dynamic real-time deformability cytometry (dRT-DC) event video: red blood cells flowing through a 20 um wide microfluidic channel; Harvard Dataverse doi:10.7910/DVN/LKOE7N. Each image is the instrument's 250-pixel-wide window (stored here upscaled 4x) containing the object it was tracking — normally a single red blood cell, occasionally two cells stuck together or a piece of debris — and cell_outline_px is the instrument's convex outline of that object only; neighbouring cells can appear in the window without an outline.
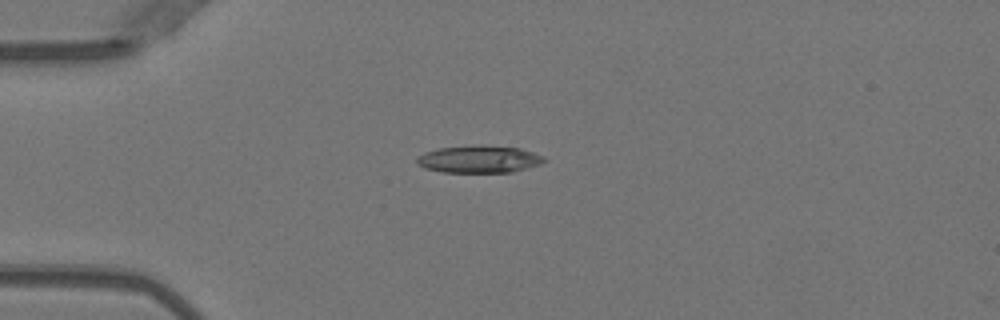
{"species": "Egyptian fruit bat (a non-hibernating species)", "species_latin": "Rousettus aegyptiacus", "temperature_condition": "warm", "stored_images_in_passage": 17, "camera_frame_rate_fps": 3000, "um_per_image_px": 0.085, "animal": {"sex": "female"}, "frame": {"image": 1, "passage_image": 1, "time_ms": 0.0, "image_size_px": [1000, 320], "cell_outline_px": [[548, 160], [540, 164], [512, 172], [444, 172], [424, 168], [416, 164], [416, 156], [424, 152], [440, 148], [480, 144], [520, 148], [544, 156]], "centroid_in_image_um": [40.71, 13.52], "position_along_channel_um": 44.3, "area_um2": 20.46}}
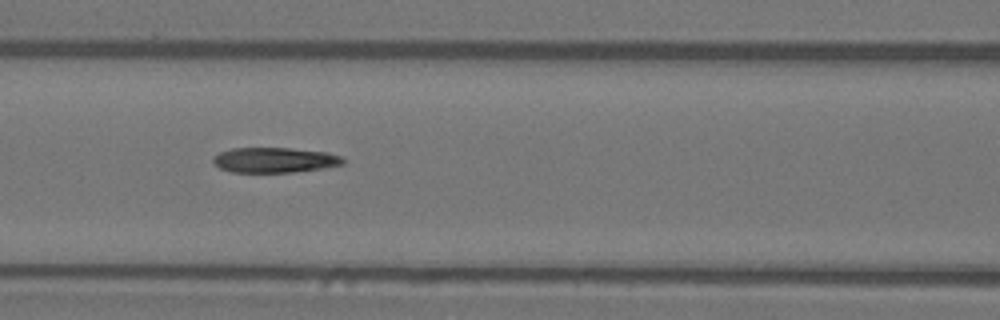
{"frame": {"image": 2, "passage_image": 10, "time_ms": 3.0, "image_size_px": [1000, 320], "cell_outline_px": [[344, 164], [324, 168], [292, 172], [232, 172], [220, 168], [212, 160], [212, 156], [220, 152], [232, 148], [292, 148], [328, 152], [340, 156], [344, 160]], "centroid_in_image_um": [23.34, 13.6], "position_along_channel_um": 143.3, "area_um2": 19.07}}
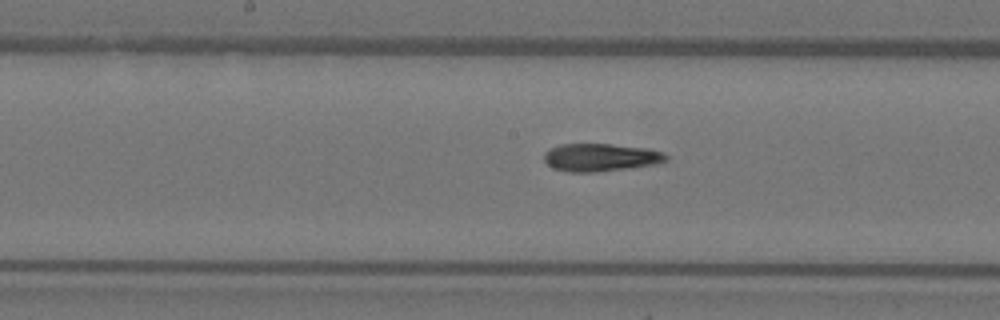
{"frame": {"image": 3, "passage_image": 14, "time_ms": 4.333, "image_size_px": [1000, 320], "cell_outline_px": [[668, 160], [656, 164], [596, 172], [568, 172], [552, 168], [544, 160], [544, 152], [560, 144], [612, 144], [648, 148], [664, 152], [668, 156]], "centroid_in_image_um": [51.06, 13.37], "position_along_channel_um": 197.1, "area_um2": 19.83}}